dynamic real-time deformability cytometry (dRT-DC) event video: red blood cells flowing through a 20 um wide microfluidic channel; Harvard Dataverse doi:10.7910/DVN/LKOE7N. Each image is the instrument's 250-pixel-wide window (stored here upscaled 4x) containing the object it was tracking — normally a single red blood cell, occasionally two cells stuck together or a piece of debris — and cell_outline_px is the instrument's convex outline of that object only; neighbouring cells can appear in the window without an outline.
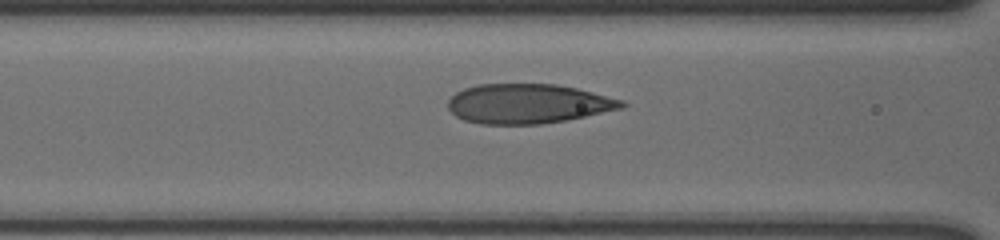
{"species": "human", "species_latin": "Homo sapiens", "temperature_condition": "cold", "stored_images_in_passage": 51, "camera_frame_rate_fps": 3000, "um_per_image_px": 0.085, "donor": {"sex": "male"}, "frame": {"image": 1, "passage_image": 24, "time_ms": 7.667, "image_size_px": [1000, 240], "cell_outline_px": [[628, 104], [624, 108], [564, 120], [540, 124], [480, 124], [464, 120], [456, 116], [448, 108], [448, 100], [456, 92], [464, 88], [480, 84], [556, 84], [576, 88], [624, 100]], "centroid_in_image_um": [44.88, 8.81], "position_along_channel_um": 121.7, "area_um2": 40.0}}
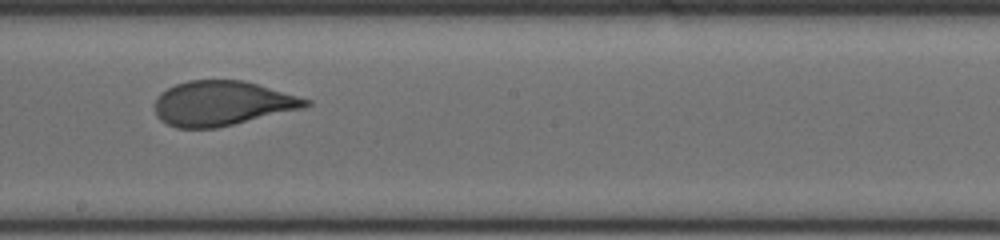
{"frame": {"image": 2, "passage_image": 33, "time_ms": 10.667, "image_size_px": [1000, 240], "cell_outline_px": [[312, 104], [304, 108], [216, 128], [176, 128], [160, 120], [156, 116], [156, 100], [160, 92], [176, 84], [188, 80], [244, 80], [312, 100]], "centroid_in_image_um": [18.88, 8.78], "position_along_channel_um": 229.3, "area_um2": 39.25}}
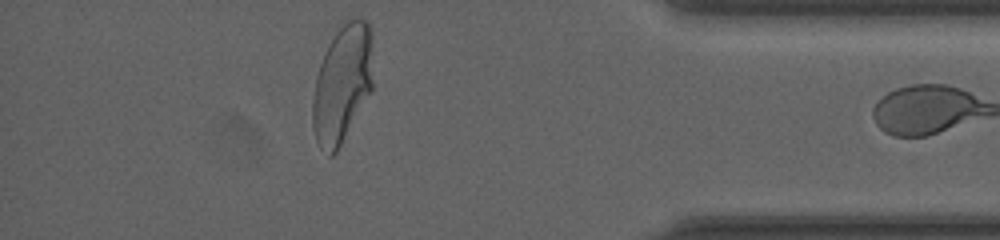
{"frame": {"image": 3, "passage_image": 50, "time_ms": 16.333, "image_size_px": [1000, 240], "cell_outline_px": [[372, 88], [336, 152], [332, 156], [328, 156], [320, 148], [316, 140], [312, 128], [312, 100], [316, 76], [320, 64], [336, 32], [348, 16], [356, 16], [368, 20], [372, 32]], "centroid_in_image_um": [29.09, 7.08], "position_along_channel_um": 406.1, "area_um2": 41.56}}